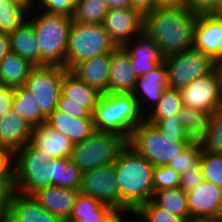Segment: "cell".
I'll return each instance as SVG.
<instances>
[{
	"instance_id": "cell-1",
	"label": "cell",
	"mask_w": 222,
	"mask_h": 222,
	"mask_svg": "<svg viewBox=\"0 0 222 222\" xmlns=\"http://www.w3.org/2000/svg\"><path fill=\"white\" fill-rule=\"evenodd\" d=\"M198 15L189 7L155 8L143 16V31L167 57L193 47Z\"/></svg>"
},
{
	"instance_id": "cell-2",
	"label": "cell",
	"mask_w": 222,
	"mask_h": 222,
	"mask_svg": "<svg viewBox=\"0 0 222 222\" xmlns=\"http://www.w3.org/2000/svg\"><path fill=\"white\" fill-rule=\"evenodd\" d=\"M114 166L119 189V207L136 210L152 199L154 166L145 157L127 143Z\"/></svg>"
},
{
	"instance_id": "cell-3",
	"label": "cell",
	"mask_w": 222,
	"mask_h": 222,
	"mask_svg": "<svg viewBox=\"0 0 222 222\" xmlns=\"http://www.w3.org/2000/svg\"><path fill=\"white\" fill-rule=\"evenodd\" d=\"M27 19L32 25L39 44L40 66L66 68V52L72 17L49 14L34 8L28 13Z\"/></svg>"
},
{
	"instance_id": "cell-4",
	"label": "cell",
	"mask_w": 222,
	"mask_h": 222,
	"mask_svg": "<svg viewBox=\"0 0 222 222\" xmlns=\"http://www.w3.org/2000/svg\"><path fill=\"white\" fill-rule=\"evenodd\" d=\"M92 115L95 130L115 132L127 140L144 120L135 97L122 93L102 94Z\"/></svg>"
},
{
	"instance_id": "cell-5",
	"label": "cell",
	"mask_w": 222,
	"mask_h": 222,
	"mask_svg": "<svg viewBox=\"0 0 222 222\" xmlns=\"http://www.w3.org/2000/svg\"><path fill=\"white\" fill-rule=\"evenodd\" d=\"M191 142L189 137L163 136L155 124L144 119L133 131L128 144L153 166L168 165Z\"/></svg>"
},
{
	"instance_id": "cell-6",
	"label": "cell",
	"mask_w": 222,
	"mask_h": 222,
	"mask_svg": "<svg viewBox=\"0 0 222 222\" xmlns=\"http://www.w3.org/2000/svg\"><path fill=\"white\" fill-rule=\"evenodd\" d=\"M128 140L115 132L95 130L80 143L73 145L70 160L82 172L115 163Z\"/></svg>"
},
{
	"instance_id": "cell-7",
	"label": "cell",
	"mask_w": 222,
	"mask_h": 222,
	"mask_svg": "<svg viewBox=\"0 0 222 222\" xmlns=\"http://www.w3.org/2000/svg\"><path fill=\"white\" fill-rule=\"evenodd\" d=\"M116 48L102 24H85L73 20L66 52V69L71 70L85 59L112 53Z\"/></svg>"
},
{
	"instance_id": "cell-8",
	"label": "cell",
	"mask_w": 222,
	"mask_h": 222,
	"mask_svg": "<svg viewBox=\"0 0 222 222\" xmlns=\"http://www.w3.org/2000/svg\"><path fill=\"white\" fill-rule=\"evenodd\" d=\"M14 179L16 192L31 196L51 185V165L43 150L31 142L15 152Z\"/></svg>"
},
{
	"instance_id": "cell-9",
	"label": "cell",
	"mask_w": 222,
	"mask_h": 222,
	"mask_svg": "<svg viewBox=\"0 0 222 222\" xmlns=\"http://www.w3.org/2000/svg\"><path fill=\"white\" fill-rule=\"evenodd\" d=\"M169 86L180 89L216 69V62L195 47L165 57Z\"/></svg>"
},
{
	"instance_id": "cell-10",
	"label": "cell",
	"mask_w": 222,
	"mask_h": 222,
	"mask_svg": "<svg viewBox=\"0 0 222 222\" xmlns=\"http://www.w3.org/2000/svg\"><path fill=\"white\" fill-rule=\"evenodd\" d=\"M66 70V68L60 66H35L24 85L34 96V100L37 101L46 117L57 109Z\"/></svg>"
},
{
	"instance_id": "cell-11",
	"label": "cell",
	"mask_w": 222,
	"mask_h": 222,
	"mask_svg": "<svg viewBox=\"0 0 222 222\" xmlns=\"http://www.w3.org/2000/svg\"><path fill=\"white\" fill-rule=\"evenodd\" d=\"M179 90L185 107L214 113L222 106L220 77L216 69Z\"/></svg>"
},
{
	"instance_id": "cell-12",
	"label": "cell",
	"mask_w": 222,
	"mask_h": 222,
	"mask_svg": "<svg viewBox=\"0 0 222 222\" xmlns=\"http://www.w3.org/2000/svg\"><path fill=\"white\" fill-rule=\"evenodd\" d=\"M80 192L112 207H119L114 163L82 173Z\"/></svg>"
},
{
	"instance_id": "cell-13",
	"label": "cell",
	"mask_w": 222,
	"mask_h": 222,
	"mask_svg": "<svg viewBox=\"0 0 222 222\" xmlns=\"http://www.w3.org/2000/svg\"><path fill=\"white\" fill-rule=\"evenodd\" d=\"M102 26L117 47L130 42L143 30V16L133 7L109 9Z\"/></svg>"
},
{
	"instance_id": "cell-14",
	"label": "cell",
	"mask_w": 222,
	"mask_h": 222,
	"mask_svg": "<svg viewBox=\"0 0 222 222\" xmlns=\"http://www.w3.org/2000/svg\"><path fill=\"white\" fill-rule=\"evenodd\" d=\"M122 48L129 55L132 69L137 78L153 71L155 67L165 62V56L157 41L143 30L130 42L125 43Z\"/></svg>"
},
{
	"instance_id": "cell-15",
	"label": "cell",
	"mask_w": 222,
	"mask_h": 222,
	"mask_svg": "<svg viewBox=\"0 0 222 222\" xmlns=\"http://www.w3.org/2000/svg\"><path fill=\"white\" fill-rule=\"evenodd\" d=\"M188 208L191 218L218 222L222 213V188L203 181L187 192Z\"/></svg>"
},
{
	"instance_id": "cell-16",
	"label": "cell",
	"mask_w": 222,
	"mask_h": 222,
	"mask_svg": "<svg viewBox=\"0 0 222 222\" xmlns=\"http://www.w3.org/2000/svg\"><path fill=\"white\" fill-rule=\"evenodd\" d=\"M193 47L215 62L222 59V16L219 13L198 15Z\"/></svg>"
},
{
	"instance_id": "cell-17",
	"label": "cell",
	"mask_w": 222,
	"mask_h": 222,
	"mask_svg": "<svg viewBox=\"0 0 222 222\" xmlns=\"http://www.w3.org/2000/svg\"><path fill=\"white\" fill-rule=\"evenodd\" d=\"M168 87H170L168 69L165 62L155 67L153 71L137 78L132 95L137 100L139 109L144 116L148 113V110L150 111L155 107L161 94Z\"/></svg>"
},
{
	"instance_id": "cell-18",
	"label": "cell",
	"mask_w": 222,
	"mask_h": 222,
	"mask_svg": "<svg viewBox=\"0 0 222 222\" xmlns=\"http://www.w3.org/2000/svg\"><path fill=\"white\" fill-rule=\"evenodd\" d=\"M79 192L77 188L50 185L39 189L31 196L49 213L63 222L69 220Z\"/></svg>"
},
{
	"instance_id": "cell-19",
	"label": "cell",
	"mask_w": 222,
	"mask_h": 222,
	"mask_svg": "<svg viewBox=\"0 0 222 222\" xmlns=\"http://www.w3.org/2000/svg\"><path fill=\"white\" fill-rule=\"evenodd\" d=\"M102 93L86 84L71 70H66L61 85V94L57 103L83 104L92 114Z\"/></svg>"
},
{
	"instance_id": "cell-20",
	"label": "cell",
	"mask_w": 222,
	"mask_h": 222,
	"mask_svg": "<svg viewBox=\"0 0 222 222\" xmlns=\"http://www.w3.org/2000/svg\"><path fill=\"white\" fill-rule=\"evenodd\" d=\"M136 80L129 55L122 47H117L111 53L107 93L132 94Z\"/></svg>"
},
{
	"instance_id": "cell-21",
	"label": "cell",
	"mask_w": 222,
	"mask_h": 222,
	"mask_svg": "<svg viewBox=\"0 0 222 222\" xmlns=\"http://www.w3.org/2000/svg\"><path fill=\"white\" fill-rule=\"evenodd\" d=\"M30 142L36 148L43 150L48 156V161L59 158L70 159L73 148L71 140L45 123L33 128Z\"/></svg>"
},
{
	"instance_id": "cell-22",
	"label": "cell",
	"mask_w": 222,
	"mask_h": 222,
	"mask_svg": "<svg viewBox=\"0 0 222 222\" xmlns=\"http://www.w3.org/2000/svg\"><path fill=\"white\" fill-rule=\"evenodd\" d=\"M45 124L69 138L73 145L95 131L93 117H73L57 109L46 118Z\"/></svg>"
},
{
	"instance_id": "cell-23",
	"label": "cell",
	"mask_w": 222,
	"mask_h": 222,
	"mask_svg": "<svg viewBox=\"0 0 222 222\" xmlns=\"http://www.w3.org/2000/svg\"><path fill=\"white\" fill-rule=\"evenodd\" d=\"M111 53L94 56L76 64L71 71L102 94L108 92Z\"/></svg>"
},
{
	"instance_id": "cell-24",
	"label": "cell",
	"mask_w": 222,
	"mask_h": 222,
	"mask_svg": "<svg viewBox=\"0 0 222 222\" xmlns=\"http://www.w3.org/2000/svg\"><path fill=\"white\" fill-rule=\"evenodd\" d=\"M33 127L12 109L0 118V145L14 153L31 141Z\"/></svg>"
},
{
	"instance_id": "cell-25",
	"label": "cell",
	"mask_w": 222,
	"mask_h": 222,
	"mask_svg": "<svg viewBox=\"0 0 222 222\" xmlns=\"http://www.w3.org/2000/svg\"><path fill=\"white\" fill-rule=\"evenodd\" d=\"M6 222H62L49 213L32 196L16 193Z\"/></svg>"
},
{
	"instance_id": "cell-26",
	"label": "cell",
	"mask_w": 222,
	"mask_h": 222,
	"mask_svg": "<svg viewBox=\"0 0 222 222\" xmlns=\"http://www.w3.org/2000/svg\"><path fill=\"white\" fill-rule=\"evenodd\" d=\"M11 51L28 60L34 66H40V51L35 32L28 19L17 26L10 34Z\"/></svg>"
},
{
	"instance_id": "cell-27",
	"label": "cell",
	"mask_w": 222,
	"mask_h": 222,
	"mask_svg": "<svg viewBox=\"0 0 222 222\" xmlns=\"http://www.w3.org/2000/svg\"><path fill=\"white\" fill-rule=\"evenodd\" d=\"M34 67L28 60L10 51L0 61V84L13 88L22 87Z\"/></svg>"
},
{
	"instance_id": "cell-28",
	"label": "cell",
	"mask_w": 222,
	"mask_h": 222,
	"mask_svg": "<svg viewBox=\"0 0 222 222\" xmlns=\"http://www.w3.org/2000/svg\"><path fill=\"white\" fill-rule=\"evenodd\" d=\"M33 97L24 86L16 87L11 109L34 128L43 125L47 117Z\"/></svg>"
},
{
	"instance_id": "cell-29",
	"label": "cell",
	"mask_w": 222,
	"mask_h": 222,
	"mask_svg": "<svg viewBox=\"0 0 222 222\" xmlns=\"http://www.w3.org/2000/svg\"><path fill=\"white\" fill-rule=\"evenodd\" d=\"M212 115V112L183 106L177 116L190 140L200 142L209 129Z\"/></svg>"
},
{
	"instance_id": "cell-30",
	"label": "cell",
	"mask_w": 222,
	"mask_h": 222,
	"mask_svg": "<svg viewBox=\"0 0 222 222\" xmlns=\"http://www.w3.org/2000/svg\"><path fill=\"white\" fill-rule=\"evenodd\" d=\"M51 185L61 188L80 189L82 183V171L68 158L50 160Z\"/></svg>"
},
{
	"instance_id": "cell-31",
	"label": "cell",
	"mask_w": 222,
	"mask_h": 222,
	"mask_svg": "<svg viewBox=\"0 0 222 222\" xmlns=\"http://www.w3.org/2000/svg\"><path fill=\"white\" fill-rule=\"evenodd\" d=\"M152 200L158 206L169 209L172 213L177 214L184 221L191 219L187 192L183 191L180 187L155 191Z\"/></svg>"
},
{
	"instance_id": "cell-32",
	"label": "cell",
	"mask_w": 222,
	"mask_h": 222,
	"mask_svg": "<svg viewBox=\"0 0 222 222\" xmlns=\"http://www.w3.org/2000/svg\"><path fill=\"white\" fill-rule=\"evenodd\" d=\"M183 101L179 89L168 87L161 94L159 102L144 116L146 120H165L177 116Z\"/></svg>"
},
{
	"instance_id": "cell-33",
	"label": "cell",
	"mask_w": 222,
	"mask_h": 222,
	"mask_svg": "<svg viewBox=\"0 0 222 222\" xmlns=\"http://www.w3.org/2000/svg\"><path fill=\"white\" fill-rule=\"evenodd\" d=\"M108 11L106 0H77L72 19L85 24H102Z\"/></svg>"
},
{
	"instance_id": "cell-34",
	"label": "cell",
	"mask_w": 222,
	"mask_h": 222,
	"mask_svg": "<svg viewBox=\"0 0 222 222\" xmlns=\"http://www.w3.org/2000/svg\"><path fill=\"white\" fill-rule=\"evenodd\" d=\"M201 154V143L199 141H191L168 165L181 176L200 163Z\"/></svg>"
},
{
	"instance_id": "cell-35",
	"label": "cell",
	"mask_w": 222,
	"mask_h": 222,
	"mask_svg": "<svg viewBox=\"0 0 222 222\" xmlns=\"http://www.w3.org/2000/svg\"><path fill=\"white\" fill-rule=\"evenodd\" d=\"M135 217L144 222H183L184 220L169 209L158 206L152 199L135 210Z\"/></svg>"
},
{
	"instance_id": "cell-36",
	"label": "cell",
	"mask_w": 222,
	"mask_h": 222,
	"mask_svg": "<svg viewBox=\"0 0 222 222\" xmlns=\"http://www.w3.org/2000/svg\"><path fill=\"white\" fill-rule=\"evenodd\" d=\"M28 12L12 2H0V31L10 34L27 19Z\"/></svg>"
},
{
	"instance_id": "cell-37",
	"label": "cell",
	"mask_w": 222,
	"mask_h": 222,
	"mask_svg": "<svg viewBox=\"0 0 222 222\" xmlns=\"http://www.w3.org/2000/svg\"><path fill=\"white\" fill-rule=\"evenodd\" d=\"M200 143L204 151L222 154V106L213 113L209 129Z\"/></svg>"
},
{
	"instance_id": "cell-38",
	"label": "cell",
	"mask_w": 222,
	"mask_h": 222,
	"mask_svg": "<svg viewBox=\"0 0 222 222\" xmlns=\"http://www.w3.org/2000/svg\"><path fill=\"white\" fill-rule=\"evenodd\" d=\"M200 164L203 169L204 181L222 188V154L210 153L202 149Z\"/></svg>"
},
{
	"instance_id": "cell-39",
	"label": "cell",
	"mask_w": 222,
	"mask_h": 222,
	"mask_svg": "<svg viewBox=\"0 0 222 222\" xmlns=\"http://www.w3.org/2000/svg\"><path fill=\"white\" fill-rule=\"evenodd\" d=\"M113 207L79 192L71 215L107 214Z\"/></svg>"
},
{
	"instance_id": "cell-40",
	"label": "cell",
	"mask_w": 222,
	"mask_h": 222,
	"mask_svg": "<svg viewBox=\"0 0 222 222\" xmlns=\"http://www.w3.org/2000/svg\"><path fill=\"white\" fill-rule=\"evenodd\" d=\"M180 175L169 165L154 166L153 169V189L160 191L179 187Z\"/></svg>"
},
{
	"instance_id": "cell-41",
	"label": "cell",
	"mask_w": 222,
	"mask_h": 222,
	"mask_svg": "<svg viewBox=\"0 0 222 222\" xmlns=\"http://www.w3.org/2000/svg\"><path fill=\"white\" fill-rule=\"evenodd\" d=\"M16 193L14 176H0V222H6Z\"/></svg>"
},
{
	"instance_id": "cell-42",
	"label": "cell",
	"mask_w": 222,
	"mask_h": 222,
	"mask_svg": "<svg viewBox=\"0 0 222 222\" xmlns=\"http://www.w3.org/2000/svg\"><path fill=\"white\" fill-rule=\"evenodd\" d=\"M76 2L77 0H35V4L39 5H36L35 9L49 14L73 17Z\"/></svg>"
},
{
	"instance_id": "cell-43",
	"label": "cell",
	"mask_w": 222,
	"mask_h": 222,
	"mask_svg": "<svg viewBox=\"0 0 222 222\" xmlns=\"http://www.w3.org/2000/svg\"><path fill=\"white\" fill-rule=\"evenodd\" d=\"M148 122L155 124L156 127L161 131L163 136L170 137H188L184 127L178 116H171L165 120H147Z\"/></svg>"
},
{
	"instance_id": "cell-44",
	"label": "cell",
	"mask_w": 222,
	"mask_h": 222,
	"mask_svg": "<svg viewBox=\"0 0 222 222\" xmlns=\"http://www.w3.org/2000/svg\"><path fill=\"white\" fill-rule=\"evenodd\" d=\"M204 181L203 169L201 164H197L192 167L186 174L180 176L179 187L185 191L189 192L196 188L199 184Z\"/></svg>"
},
{
	"instance_id": "cell-45",
	"label": "cell",
	"mask_w": 222,
	"mask_h": 222,
	"mask_svg": "<svg viewBox=\"0 0 222 222\" xmlns=\"http://www.w3.org/2000/svg\"><path fill=\"white\" fill-rule=\"evenodd\" d=\"M188 7L198 14L219 13L222 0H189Z\"/></svg>"
},
{
	"instance_id": "cell-46",
	"label": "cell",
	"mask_w": 222,
	"mask_h": 222,
	"mask_svg": "<svg viewBox=\"0 0 222 222\" xmlns=\"http://www.w3.org/2000/svg\"><path fill=\"white\" fill-rule=\"evenodd\" d=\"M15 153L0 145V176H14Z\"/></svg>"
},
{
	"instance_id": "cell-47",
	"label": "cell",
	"mask_w": 222,
	"mask_h": 222,
	"mask_svg": "<svg viewBox=\"0 0 222 222\" xmlns=\"http://www.w3.org/2000/svg\"><path fill=\"white\" fill-rule=\"evenodd\" d=\"M57 110L70 114L73 117H93L92 113L83 104L57 103Z\"/></svg>"
},
{
	"instance_id": "cell-48",
	"label": "cell",
	"mask_w": 222,
	"mask_h": 222,
	"mask_svg": "<svg viewBox=\"0 0 222 222\" xmlns=\"http://www.w3.org/2000/svg\"><path fill=\"white\" fill-rule=\"evenodd\" d=\"M15 88L0 84V118L11 109Z\"/></svg>"
},
{
	"instance_id": "cell-49",
	"label": "cell",
	"mask_w": 222,
	"mask_h": 222,
	"mask_svg": "<svg viewBox=\"0 0 222 222\" xmlns=\"http://www.w3.org/2000/svg\"><path fill=\"white\" fill-rule=\"evenodd\" d=\"M126 212L135 216V210L129 207H113L103 218L102 222H125L126 218L122 214Z\"/></svg>"
},
{
	"instance_id": "cell-50",
	"label": "cell",
	"mask_w": 222,
	"mask_h": 222,
	"mask_svg": "<svg viewBox=\"0 0 222 222\" xmlns=\"http://www.w3.org/2000/svg\"><path fill=\"white\" fill-rule=\"evenodd\" d=\"M132 7L144 16L156 8V0H132Z\"/></svg>"
},
{
	"instance_id": "cell-51",
	"label": "cell",
	"mask_w": 222,
	"mask_h": 222,
	"mask_svg": "<svg viewBox=\"0 0 222 222\" xmlns=\"http://www.w3.org/2000/svg\"><path fill=\"white\" fill-rule=\"evenodd\" d=\"M106 214L70 215L71 220L79 222H102Z\"/></svg>"
},
{
	"instance_id": "cell-52",
	"label": "cell",
	"mask_w": 222,
	"mask_h": 222,
	"mask_svg": "<svg viewBox=\"0 0 222 222\" xmlns=\"http://www.w3.org/2000/svg\"><path fill=\"white\" fill-rule=\"evenodd\" d=\"M11 51L9 34L0 31V61Z\"/></svg>"
},
{
	"instance_id": "cell-53",
	"label": "cell",
	"mask_w": 222,
	"mask_h": 222,
	"mask_svg": "<svg viewBox=\"0 0 222 222\" xmlns=\"http://www.w3.org/2000/svg\"><path fill=\"white\" fill-rule=\"evenodd\" d=\"M189 0H156V8L188 7Z\"/></svg>"
},
{
	"instance_id": "cell-54",
	"label": "cell",
	"mask_w": 222,
	"mask_h": 222,
	"mask_svg": "<svg viewBox=\"0 0 222 222\" xmlns=\"http://www.w3.org/2000/svg\"><path fill=\"white\" fill-rule=\"evenodd\" d=\"M109 9L132 7V0H106Z\"/></svg>"
},
{
	"instance_id": "cell-55",
	"label": "cell",
	"mask_w": 222,
	"mask_h": 222,
	"mask_svg": "<svg viewBox=\"0 0 222 222\" xmlns=\"http://www.w3.org/2000/svg\"><path fill=\"white\" fill-rule=\"evenodd\" d=\"M12 3H16L23 7L28 13L35 8V0H7Z\"/></svg>"
},
{
	"instance_id": "cell-56",
	"label": "cell",
	"mask_w": 222,
	"mask_h": 222,
	"mask_svg": "<svg viewBox=\"0 0 222 222\" xmlns=\"http://www.w3.org/2000/svg\"><path fill=\"white\" fill-rule=\"evenodd\" d=\"M216 70L220 77V84H221V90H222V59L216 61Z\"/></svg>"
},
{
	"instance_id": "cell-57",
	"label": "cell",
	"mask_w": 222,
	"mask_h": 222,
	"mask_svg": "<svg viewBox=\"0 0 222 222\" xmlns=\"http://www.w3.org/2000/svg\"><path fill=\"white\" fill-rule=\"evenodd\" d=\"M183 222H216V221H213V220H207V219H196V218H191V219H188V220H185Z\"/></svg>"
},
{
	"instance_id": "cell-58",
	"label": "cell",
	"mask_w": 222,
	"mask_h": 222,
	"mask_svg": "<svg viewBox=\"0 0 222 222\" xmlns=\"http://www.w3.org/2000/svg\"><path fill=\"white\" fill-rule=\"evenodd\" d=\"M63 222H79V221L69 219V220H66V221H63Z\"/></svg>"
},
{
	"instance_id": "cell-59",
	"label": "cell",
	"mask_w": 222,
	"mask_h": 222,
	"mask_svg": "<svg viewBox=\"0 0 222 222\" xmlns=\"http://www.w3.org/2000/svg\"><path fill=\"white\" fill-rule=\"evenodd\" d=\"M218 222H222V213H221V216H220V219L218 220Z\"/></svg>"
},
{
	"instance_id": "cell-60",
	"label": "cell",
	"mask_w": 222,
	"mask_h": 222,
	"mask_svg": "<svg viewBox=\"0 0 222 222\" xmlns=\"http://www.w3.org/2000/svg\"><path fill=\"white\" fill-rule=\"evenodd\" d=\"M0 2H9V1H7V0H0Z\"/></svg>"
}]
</instances>
